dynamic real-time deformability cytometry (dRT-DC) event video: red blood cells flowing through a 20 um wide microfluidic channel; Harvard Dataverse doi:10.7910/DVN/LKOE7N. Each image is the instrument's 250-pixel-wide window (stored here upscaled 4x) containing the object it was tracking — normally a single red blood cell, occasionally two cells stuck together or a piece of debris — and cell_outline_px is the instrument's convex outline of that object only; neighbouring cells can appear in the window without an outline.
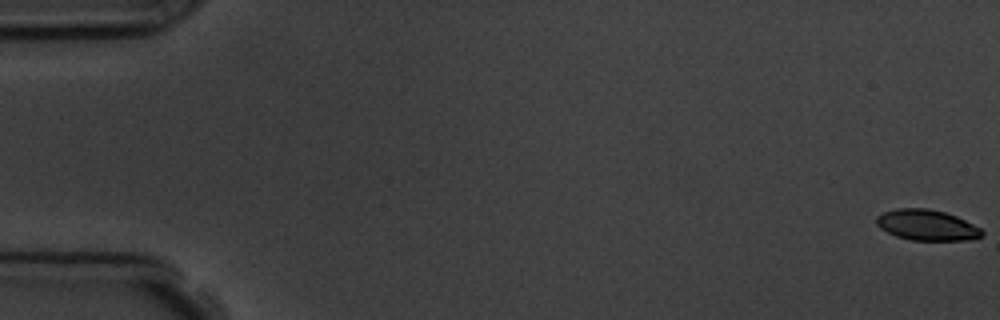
{"species": "common noctule bat (a hibernating species)", "species_latin": "Nyctalus noctula", "temperature_condition": "room temperature", "stored_images_in_passage": 18, "camera_frame_rate_fps": 3000, "um_per_image_px": 0.085, "animal": {"sex": "male", "body_mass_g": 19.5, "forearm_length_mm": 54.6}, "frame": {"image": 1, "passage_image": 1, "time_ms": 0.0, "image_size_px": [1000, 320], "cell_outline_px": [[984, 232], [980, 236], [968, 240], [912, 240], [896, 236], [880, 228], [876, 224], [876, 216], [884, 212], [896, 208], [928, 208], [944, 212], [956, 216], [980, 228]], "centroid_in_image_um": [78.75, 19.12], "position_along_channel_um": 6.3, "area_um2": 18.73}, "authors_computed_cell_mechanics": {"area_um2": 20.3745, "velocity_mm_per_s": 3.7277, "shape_relaxation_time_tau1_ms": 3.886, "shape_relaxation_time_tau2_ms": 8.0176, "deformation_change_tau1": 0.0969, "deformation_change_tau2": 0.111}}